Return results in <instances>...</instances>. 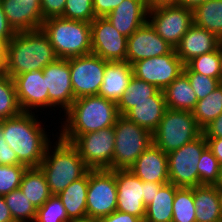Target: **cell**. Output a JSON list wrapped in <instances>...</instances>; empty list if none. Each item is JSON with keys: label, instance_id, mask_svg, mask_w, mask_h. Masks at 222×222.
Returning <instances> with one entry per match:
<instances>
[{"label": "cell", "instance_id": "1", "mask_svg": "<svg viewBox=\"0 0 222 222\" xmlns=\"http://www.w3.org/2000/svg\"><path fill=\"white\" fill-rule=\"evenodd\" d=\"M39 116L41 117L42 114L21 112L15 117L0 121L4 140L14 150L18 160L28 168L39 167L47 147L53 141L49 128L53 126L52 123L58 125L55 120L51 121V125H47L45 122L47 119L49 121V117L42 116L40 119Z\"/></svg>", "mask_w": 222, "mask_h": 222}, {"label": "cell", "instance_id": "2", "mask_svg": "<svg viewBox=\"0 0 222 222\" xmlns=\"http://www.w3.org/2000/svg\"><path fill=\"white\" fill-rule=\"evenodd\" d=\"M118 116L116 103L98 95L83 96L75 99L64 115L58 116L57 123L61 125L52 129L54 132L58 129V135L72 143L79 135L113 127Z\"/></svg>", "mask_w": 222, "mask_h": 222}, {"label": "cell", "instance_id": "3", "mask_svg": "<svg viewBox=\"0 0 222 222\" xmlns=\"http://www.w3.org/2000/svg\"><path fill=\"white\" fill-rule=\"evenodd\" d=\"M58 57L42 29L16 33L5 45L4 72L14 76L43 70Z\"/></svg>", "mask_w": 222, "mask_h": 222}, {"label": "cell", "instance_id": "4", "mask_svg": "<svg viewBox=\"0 0 222 222\" xmlns=\"http://www.w3.org/2000/svg\"><path fill=\"white\" fill-rule=\"evenodd\" d=\"M52 133L53 141L47 147L39 168L45 175L52 195H58L69 184L85 176L91 169L71 142L63 140L58 132Z\"/></svg>", "mask_w": 222, "mask_h": 222}, {"label": "cell", "instance_id": "5", "mask_svg": "<svg viewBox=\"0 0 222 222\" xmlns=\"http://www.w3.org/2000/svg\"><path fill=\"white\" fill-rule=\"evenodd\" d=\"M58 59H69L92 53L90 23L52 17L41 26Z\"/></svg>", "mask_w": 222, "mask_h": 222}, {"label": "cell", "instance_id": "6", "mask_svg": "<svg viewBox=\"0 0 222 222\" xmlns=\"http://www.w3.org/2000/svg\"><path fill=\"white\" fill-rule=\"evenodd\" d=\"M202 134L192 112L167 108L156 130L153 144L168 154L192 142Z\"/></svg>", "mask_w": 222, "mask_h": 222}, {"label": "cell", "instance_id": "7", "mask_svg": "<svg viewBox=\"0 0 222 222\" xmlns=\"http://www.w3.org/2000/svg\"><path fill=\"white\" fill-rule=\"evenodd\" d=\"M115 147L112 170L128 169L153 143L152 133L124 115H119L114 125Z\"/></svg>", "mask_w": 222, "mask_h": 222}, {"label": "cell", "instance_id": "8", "mask_svg": "<svg viewBox=\"0 0 222 222\" xmlns=\"http://www.w3.org/2000/svg\"><path fill=\"white\" fill-rule=\"evenodd\" d=\"M208 147L203 134L192 142L167 154L169 183L176 187L192 188L199 186L197 164L202 152Z\"/></svg>", "mask_w": 222, "mask_h": 222}, {"label": "cell", "instance_id": "9", "mask_svg": "<svg viewBox=\"0 0 222 222\" xmlns=\"http://www.w3.org/2000/svg\"><path fill=\"white\" fill-rule=\"evenodd\" d=\"M116 169H98L88 172L87 220L108 216L116 211Z\"/></svg>", "mask_w": 222, "mask_h": 222}, {"label": "cell", "instance_id": "10", "mask_svg": "<svg viewBox=\"0 0 222 222\" xmlns=\"http://www.w3.org/2000/svg\"><path fill=\"white\" fill-rule=\"evenodd\" d=\"M148 22L160 37L175 48L194 24L193 11L178 5H161L149 8Z\"/></svg>", "mask_w": 222, "mask_h": 222}, {"label": "cell", "instance_id": "11", "mask_svg": "<svg viewBox=\"0 0 222 222\" xmlns=\"http://www.w3.org/2000/svg\"><path fill=\"white\" fill-rule=\"evenodd\" d=\"M72 144L91 170H112L115 147L114 126L79 135Z\"/></svg>", "mask_w": 222, "mask_h": 222}, {"label": "cell", "instance_id": "12", "mask_svg": "<svg viewBox=\"0 0 222 222\" xmlns=\"http://www.w3.org/2000/svg\"><path fill=\"white\" fill-rule=\"evenodd\" d=\"M43 75L46 77L48 88V115L56 120V116L61 113L64 114L75 100L71 84L69 59H57L55 62L48 64L43 69ZM57 110L59 111L57 112ZM52 113L54 115L58 113V115H55L54 118Z\"/></svg>", "mask_w": 222, "mask_h": 222}, {"label": "cell", "instance_id": "13", "mask_svg": "<svg viewBox=\"0 0 222 222\" xmlns=\"http://www.w3.org/2000/svg\"><path fill=\"white\" fill-rule=\"evenodd\" d=\"M107 62L92 53L69 58L71 84L75 99L98 95Z\"/></svg>", "mask_w": 222, "mask_h": 222}, {"label": "cell", "instance_id": "14", "mask_svg": "<svg viewBox=\"0 0 222 222\" xmlns=\"http://www.w3.org/2000/svg\"><path fill=\"white\" fill-rule=\"evenodd\" d=\"M132 67L135 77L164 90L183 73L184 63L174 48L169 54L137 61Z\"/></svg>", "mask_w": 222, "mask_h": 222}, {"label": "cell", "instance_id": "15", "mask_svg": "<svg viewBox=\"0 0 222 222\" xmlns=\"http://www.w3.org/2000/svg\"><path fill=\"white\" fill-rule=\"evenodd\" d=\"M90 27L92 54L106 61H127V37L106 17H96Z\"/></svg>", "mask_w": 222, "mask_h": 222}, {"label": "cell", "instance_id": "16", "mask_svg": "<svg viewBox=\"0 0 222 222\" xmlns=\"http://www.w3.org/2000/svg\"><path fill=\"white\" fill-rule=\"evenodd\" d=\"M17 101L22 112L48 116V88L43 70L26 72L13 77ZM45 112H43V111Z\"/></svg>", "mask_w": 222, "mask_h": 222}, {"label": "cell", "instance_id": "17", "mask_svg": "<svg viewBox=\"0 0 222 222\" xmlns=\"http://www.w3.org/2000/svg\"><path fill=\"white\" fill-rule=\"evenodd\" d=\"M117 207L119 212L129 213L144 221V181L129 169H116Z\"/></svg>", "mask_w": 222, "mask_h": 222}, {"label": "cell", "instance_id": "18", "mask_svg": "<svg viewBox=\"0 0 222 222\" xmlns=\"http://www.w3.org/2000/svg\"><path fill=\"white\" fill-rule=\"evenodd\" d=\"M174 47L160 37L149 22L127 38V62H135L169 54Z\"/></svg>", "mask_w": 222, "mask_h": 222}, {"label": "cell", "instance_id": "19", "mask_svg": "<svg viewBox=\"0 0 222 222\" xmlns=\"http://www.w3.org/2000/svg\"><path fill=\"white\" fill-rule=\"evenodd\" d=\"M147 0H123L106 18L125 37L148 22Z\"/></svg>", "mask_w": 222, "mask_h": 222}, {"label": "cell", "instance_id": "20", "mask_svg": "<svg viewBox=\"0 0 222 222\" xmlns=\"http://www.w3.org/2000/svg\"><path fill=\"white\" fill-rule=\"evenodd\" d=\"M128 169L142 181L169 183L167 154L153 143Z\"/></svg>", "mask_w": 222, "mask_h": 222}, {"label": "cell", "instance_id": "21", "mask_svg": "<svg viewBox=\"0 0 222 222\" xmlns=\"http://www.w3.org/2000/svg\"><path fill=\"white\" fill-rule=\"evenodd\" d=\"M10 27L15 33L41 29L44 19L40 3L0 0Z\"/></svg>", "mask_w": 222, "mask_h": 222}, {"label": "cell", "instance_id": "22", "mask_svg": "<svg viewBox=\"0 0 222 222\" xmlns=\"http://www.w3.org/2000/svg\"><path fill=\"white\" fill-rule=\"evenodd\" d=\"M222 40L215 34L193 24L175 47L177 56L186 65L191 59L215 51Z\"/></svg>", "mask_w": 222, "mask_h": 222}, {"label": "cell", "instance_id": "23", "mask_svg": "<svg viewBox=\"0 0 222 222\" xmlns=\"http://www.w3.org/2000/svg\"><path fill=\"white\" fill-rule=\"evenodd\" d=\"M133 76V67L127 61H108L98 96L117 104Z\"/></svg>", "mask_w": 222, "mask_h": 222}, {"label": "cell", "instance_id": "24", "mask_svg": "<svg viewBox=\"0 0 222 222\" xmlns=\"http://www.w3.org/2000/svg\"><path fill=\"white\" fill-rule=\"evenodd\" d=\"M196 222H222L219 188L216 185L193 187Z\"/></svg>", "mask_w": 222, "mask_h": 222}, {"label": "cell", "instance_id": "25", "mask_svg": "<svg viewBox=\"0 0 222 222\" xmlns=\"http://www.w3.org/2000/svg\"><path fill=\"white\" fill-rule=\"evenodd\" d=\"M87 191L88 173L82 178L73 181L57 195L72 222L87 221Z\"/></svg>", "mask_w": 222, "mask_h": 222}, {"label": "cell", "instance_id": "26", "mask_svg": "<svg viewBox=\"0 0 222 222\" xmlns=\"http://www.w3.org/2000/svg\"><path fill=\"white\" fill-rule=\"evenodd\" d=\"M147 100H165L163 90L133 76L124 95L117 103L118 113L125 115L135 106V103Z\"/></svg>", "mask_w": 222, "mask_h": 222}, {"label": "cell", "instance_id": "27", "mask_svg": "<svg viewBox=\"0 0 222 222\" xmlns=\"http://www.w3.org/2000/svg\"><path fill=\"white\" fill-rule=\"evenodd\" d=\"M166 106L173 110L192 112L197 104V95L188 77L182 73L163 90Z\"/></svg>", "mask_w": 222, "mask_h": 222}, {"label": "cell", "instance_id": "28", "mask_svg": "<svg viewBox=\"0 0 222 222\" xmlns=\"http://www.w3.org/2000/svg\"><path fill=\"white\" fill-rule=\"evenodd\" d=\"M167 110L165 100H147L135 103L124 116L153 133Z\"/></svg>", "mask_w": 222, "mask_h": 222}, {"label": "cell", "instance_id": "29", "mask_svg": "<svg viewBox=\"0 0 222 222\" xmlns=\"http://www.w3.org/2000/svg\"><path fill=\"white\" fill-rule=\"evenodd\" d=\"M19 188L36 209L40 208L52 196L45 175L39 167L26 169Z\"/></svg>", "mask_w": 222, "mask_h": 222}, {"label": "cell", "instance_id": "30", "mask_svg": "<svg viewBox=\"0 0 222 222\" xmlns=\"http://www.w3.org/2000/svg\"><path fill=\"white\" fill-rule=\"evenodd\" d=\"M178 188L172 183L164 184L146 206L143 222H172L173 201Z\"/></svg>", "mask_w": 222, "mask_h": 222}, {"label": "cell", "instance_id": "31", "mask_svg": "<svg viewBox=\"0 0 222 222\" xmlns=\"http://www.w3.org/2000/svg\"><path fill=\"white\" fill-rule=\"evenodd\" d=\"M193 21L222 40V0H209L193 11Z\"/></svg>", "mask_w": 222, "mask_h": 222}, {"label": "cell", "instance_id": "32", "mask_svg": "<svg viewBox=\"0 0 222 222\" xmlns=\"http://www.w3.org/2000/svg\"><path fill=\"white\" fill-rule=\"evenodd\" d=\"M222 114V84L204 99L198 100L192 111L197 125L203 129Z\"/></svg>", "mask_w": 222, "mask_h": 222}, {"label": "cell", "instance_id": "33", "mask_svg": "<svg viewBox=\"0 0 222 222\" xmlns=\"http://www.w3.org/2000/svg\"><path fill=\"white\" fill-rule=\"evenodd\" d=\"M14 222H35L37 209L20 188L3 195Z\"/></svg>", "mask_w": 222, "mask_h": 222}, {"label": "cell", "instance_id": "34", "mask_svg": "<svg viewBox=\"0 0 222 222\" xmlns=\"http://www.w3.org/2000/svg\"><path fill=\"white\" fill-rule=\"evenodd\" d=\"M13 78L5 72L0 74V121L21 113Z\"/></svg>", "mask_w": 222, "mask_h": 222}, {"label": "cell", "instance_id": "35", "mask_svg": "<svg viewBox=\"0 0 222 222\" xmlns=\"http://www.w3.org/2000/svg\"><path fill=\"white\" fill-rule=\"evenodd\" d=\"M193 187H179L173 201L172 222H196Z\"/></svg>", "mask_w": 222, "mask_h": 222}, {"label": "cell", "instance_id": "36", "mask_svg": "<svg viewBox=\"0 0 222 222\" xmlns=\"http://www.w3.org/2000/svg\"><path fill=\"white\" fill-rule=\"evenodd\" d=\"M186 65L193 72L220 79V45L215 51L197 56Z\"/></svg>", "mask_w": 222, "mask_h": 222}, {"label": "cell", "instance_id": "37", "mask_svg": "<svg viewBox=\"0 0 222 222\" xmlns=\"http://www.w3.org/2000/svg\"><path fill=\"white\" fill-rule=\"evenodd\" d=\"M199 185H216L220 177V165L212 151L207 147L197 164Z\"/></svg>", "mask_w": 222, "mask_h": 222}, {"label": "cell", "instance_id": "38", "mask_svg": "<svg viewBox=\"0 0 222 222\" xmlns=\"http://www.w3.org/2000/svg\"><path fill=\"white\" fill-rule=\"evenodd\" d=\"M35 222H72L57 195H52L37 209Z\"/></svg>", "mask_w": 222, "mask_h": 222}, {"label": "cell", "instance_id": "39", "mask_svg": "<svg viewBox=\"0 0 222 222\" xmlns=\"http://www.w3.org/2000/svg\"><path fill=\"white\" fill-rule=\"evenodd\" d=\"M62 18L91 23L96 18L93 0H66Z\"/></svg>", "mask_w": 222, "mask_h": 222}, {"label": "cell", "instance_id": "40", "mask_svg": "<svg viewBox=\"0 0 222 222\" xmlns=\"http://www.w3.org/2000/svg\"><path fill=\"white\" fill-rule=\"evenodd\" d=\"M28 167L20 165H0V195L19 188L24 172Z\"/></svg>", "mask_w": 222, "mask_h": 222}, {"label": "cell", "instance_id": "41", "mask_svg": "<svg viewBox=\"0 0 222 222\" xmlns=\"http://www.w3.org/2000/svg\"><path fill=\"white\" fill-rule=\"evenodd\" d=\"M183 73L188 77L198 100L204 99L221 84L220 79L193 72L187 65H184Z\"/></svg>", "mask_w": 222, "mask_h": 222}, {"label": "cell", "instance_id": "42", "mask_svg": "<svg viewBox=\"0 0 222 222\" xmlns=\"http://www.w3.org/2000/svg\"><path fill=\"white\" fill-rule=\"evenodd\" d=\"M66 0H40L44 20L52 17H62Z\"/></svg>", "mask_w": 222, "mask_h": 222}, {"label": "cell", "instance_id": "43", "mask_svg": "<svg viewBox=\"0 0 222 222\" xmlns=\"http://www.w3.org/2000/svg\"><path fill=\"white\" fill-rule=\"evenodd\" d=\"M0 161L1 165H20L22 164L9 144L4 140L2 127L0 126Z\"/></svg>", "mask_w": 222, "mask_h": 222}, {"label": "cell", "instance_id": "44", "mask_svg": "<svg viewBox=\"0 0 222 222\" xmlns=\"http://www.w3.org/2000/svg\"><path fill=\"white\" fill-rule=\"evenodd\" d=\"M123 0H93L94 13L96 17H106Z\"/></svg>", "mask_w": 222, "mask_h": 222}, {"label": "cell", "instance_id": "45", "mask_svg": "<svg viewBox=\"0 0 222 222\" xmlns=\"http://www.w3.org/2000/svg\"><path fill=\"white\" fill-rule=\"evenodd\" d=\"M94 222H143L139 217L125 212L115 211L108 216L93 220Z\"/></svg>", "mask_w": 222, "mask_h": 222}, {"label": "cell", "instance_id": "46", "mask_svg": "<svg viewBox=\"0 0 222 222\" xmlns=\"http://www.w3.org/2000/svg\"><path fill=\"white\" fill-rule=\"evenodd\" d=\"M16 33L10 27L6 15L3 10V6L0 2V41L6 45Z\"/></svg>", "mask_w": 222, "mask_h": 222}, {"label": "cell", "instance_id": "47", "mask_svg": "<svg viewBox=\"0 0 222 222\" xmlns=\"http://www.w3.org/2000/svg\"><path fill=\"white\" fill-rule=\"evenodd\" d=\"M205 138H222V114L202 129Z\"/></svg>", "mask_w": 222, "mask_h": 222}, {"label": "cell", "instance_id": "48", "mask_svg": "<svg viewBox=\"0 0 222 222\" xmlns=\"http://www.w3.org/2000/svg\"><path fill=\"white\" fill-rule=\"evenodd\" d=\"M167 183H155V182H146L144 181V205L147 206L154 198L155 194L159 191V189Z\"/></svg>", "mask_w": 222, "mask_h": 222}, {"label": "cell", "instance_id": "49", "mask_svg": "<svg viewBox=\"0 0 222 222\" xmlns=\"http://www.w3.org/2000/svg\"><path fill=\"white\" fill-rule=\"evenodd\" d=\"M208 148L217 158L219 165L222 166V138H206Z\"/></svg>", "mask_w": 222, "mask_h": 222}, {"label": "cell", "instance_id": "50", "mask_svg": "<svg viewBox=\"0 0 222 222\" xmlns=\"http://www.w3.org/2000/svg\"><path fill=\"white\" fill-rule=\"evenodd\" d=\"M0 222H14L2 195H0Z\"/></svg>", "mask_w": 222, "mask_h": 222}, {"label": "cell", "instance_id": "51", "mask_svg": "<svg viewBox=\"0 0 222 222\" xmlns=\"http://www.w3.org/2000/svg\"><path fill=\"white\" fill-rule=\"evenodd\" d=\"M209 0H179L177 5L194 11L199 5Z\"/></svg>", "mask_w": 222, "mask_h": 222}, {"label": "cell", "instance_id": "52", "mask_svg": "<svg viewBox=\"0 0 222 222\" xmlns=\"http://www.w3.org/2000/svg\"><path fill=\"white\" fill-rule=\"evenodd\" d=\"M179 0H147L149 8L161 5H177Z\"/></svg>", "mask_w": 222, "mask_h": 222}, {"label": "cell", "instance_id": "53", "mask_svg": "<svg viewBox=\"0 0 222 222\" xmlns=\"http://www.w3.org/2000/svg\"><path fill=\"white\" fill-rule=\"evenodd\" d=\"M5 45L0 41V74L4 73Z\"/></svg>", "mask_w": 222, "mask_h": 222}, {"label": "cell", "instance_id": "54", "mask_svg": "<svg viewBox=\"0 0 222 222\" xmlns=\"http://www.w3.org/2000/svg\"><path fill=\"white\" fill-rule=\"evenodd\" d=\"M220 83L222 84V42L220 44Z\"/></svg>", "mask_w": 222, "mask_h": 222}, {"label": "cell", "instance_id": "55", "mask_svg": "<svg viewBox=\"0 0 222 222\" xmlns=\"http://www.w3.org/2000/svg\"><path fill=\"white\" fill-rule=\"evenodd\" d=\"M216 186L218 188H222V166H220V177H219V180H218Z\"/></svg>", "mask_w": 222, "mask_h": 222}, {"label": "cell", "instance_id": "56", "mask_svg": "<svg viewBox=\"0 0 222 222\" xmlns=\"http://www.w3.org/2000/svg\"><path fill=\"white\" fill-rule=\"evenodd\" d=\"M17 2H20L21 0H16ZM22 2L26 3H40V0H22Z\"/></svg>", "mask_w": 222, "mask_h": 222}, {"label": "cell", "instance_id": "57", "mask_svg": "<svg viewBox=\"0 0 222 222\" xmlns=\"http://www.w3.org/2000/svg\"><path fill=\"white\" fill-rule=\"evenodd\" d=\"M219 197H220L221 210H222V188H219Z\"/></svg>", "mask_w": 222, "mask_h": 222}, {"label": "cell", "instance_id": "58", "mask_svg": "<svg viewBox=\"0 0 222 222\" xmlns=\"http://www.w3.org/2000/svg\"><path fill=\"white\" fill-rule=\"evenodd\" d=\"M81 222H94L93 220L81 221Z\"/></svg>", "mask_w": 222, "mask_h": 222}]
</instances>
